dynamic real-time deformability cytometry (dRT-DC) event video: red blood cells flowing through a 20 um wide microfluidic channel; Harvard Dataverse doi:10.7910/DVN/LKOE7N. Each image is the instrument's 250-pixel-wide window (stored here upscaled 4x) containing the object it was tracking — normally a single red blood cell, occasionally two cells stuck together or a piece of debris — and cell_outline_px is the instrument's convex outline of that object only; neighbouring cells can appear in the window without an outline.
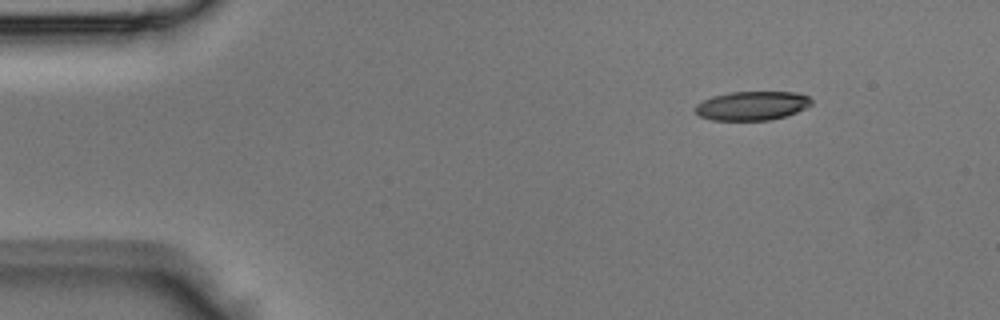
{"species": "Egyptian fruit bat (a non-hibernating species)", "species_latin": "Rousettus aegyptiacus", "temperature_condition": "room temperature", "stored_images_in_passage": 39, "camera_frame_rate_fps": 3000, "um_per_image_px": 0.085, "animal": {"sex": "male"}, "frame": {"image": 1, "passage_image": 1, "time_ms": 0.0, "image_size_px": [1000, 320], "cell_outline_px": [[812, 104], [796, 112], [784, 116], [768, 120], [712, 120], [700, 116], [692, 108], [696, 104], [712, 96], [728, 92], [796, 92], [808, 96], [812, 100]], "centroid_in_image_um": [63.89, 8.98], "position_along_channel_um": 21.1, "area_um2": 19.59}}
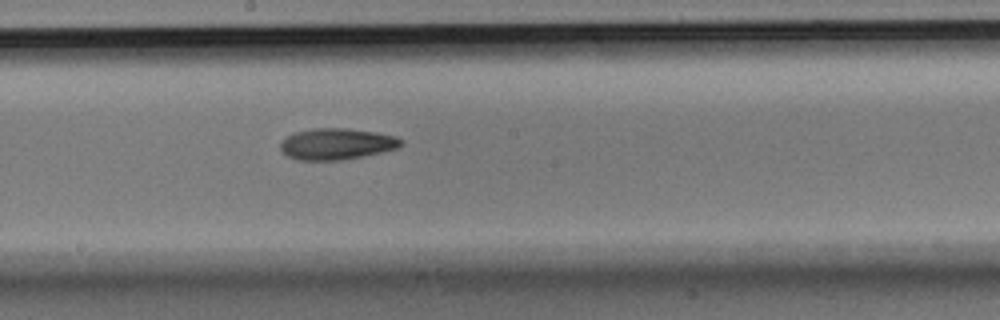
{"frame": {"image": 2, "passage_image": 19, "time_ms": 6.0, "image_size_px": [1000, 320], "cell_outline_px": [[404, 144], [400, 148], [364, 156], [340, 160], [296, 160], [288, 156], [280, 148], [280, 144], [288, 136], [296, 132], [312, 128], [344, 128], [376, 132], [396, 136], [404, 140]], "centroid_in_image_um": [28.68, 12.24], "position_along_channel_um": 219.5, "area_um2": 22.08}}
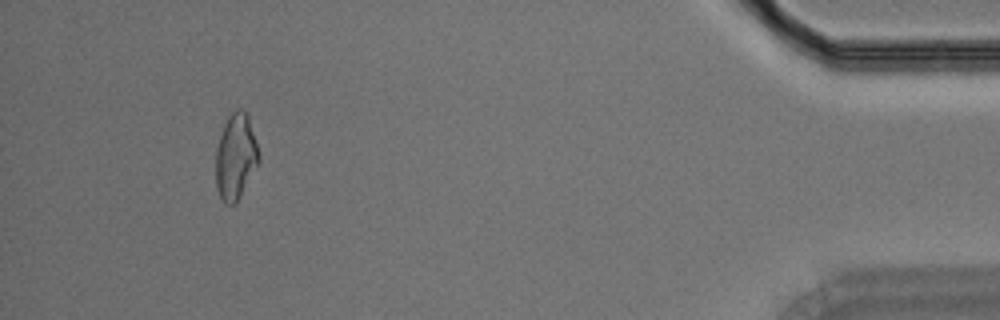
{"frame": {"image": 3, "passage_image": 36, "time_ms": 11.667, "image_size_px": [1000, 320], "cell_outline_px": [[260, 160], [240, 196], [232, 204], [224, 204], [216, 188], [216, 148], [224, 124], [228, 116], [236, 108], [244, 108], [248, 116], [260, 156]], "centroid_in_image_um": [20.02, 13.29], "position_along_channel_um": 415.2, "area_um2": 21.33}}